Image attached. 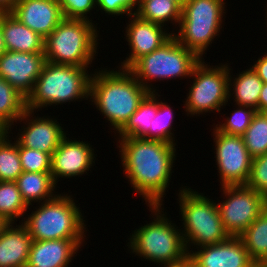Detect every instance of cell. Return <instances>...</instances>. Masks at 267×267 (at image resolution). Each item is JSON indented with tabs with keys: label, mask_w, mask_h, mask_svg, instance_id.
<instances>
[{
	"label": "cell",
	"mask_w": 267,
	"mask_h": 267,
	"mask_svg": "<svg viewBox=\"0 0 267 267\" xmlns=\"http://www.w3.org/2000/svg\"><path fill=\"white\" fill-rule=\"evenodd\" d=\"M117 139L123 173L133 190L144 198L146 204L163 205L174 172L176 144L144 138Z\"/></svg>",
	"instance_id": "cell-1"
},
{
	"label": "cell",
	"mask_w": 267,
	"mask_h": 267,
	"mask_svg": "<svg viewBox=\"0 0 267 267\" xmlns=\"http://www.w3.org/2000/svg\"><path fill=\"white\" fill-rule=\"evenodd\" d=\"M95 71L90 79L89 101L94 103L114 133L119 131L150 93L128 70Z\"/></svg>",
	"instance_id": "cell-2"
},
{
	"label": "cell",
	"mask_w": 267,
	"mask_h": 267,
	"mask_svg": "<svg viewBox=\"0 0 267 267\" xmlns=\"http://www.w3.org/2000/svg\"><path fill=\"white\" fill-rule=\"evenodd\" d=\"M153 217L146 225L130 234V253L162 266H176L188 263V252L181 229L164 214L162 205H147ZM163 208V209H162ZM163 210V211H162Z\"/></svg>",
	"instance_id": "cell-3"
},
{
	"label": "cell",
	"mask_w": 267,
	"mask_h": 267,
	"mask_svg": "<svg viewBox=\"0 0 267 267\" xmlns=\"http://www.w3.org/2000/svg\"><path fill=\"white\" fill-rule=\"evenodd\" d=\"M88 67L54 64L46 61L31 94L26 109L36 112L48 106L88 100L91 73ZM54 104V105H53Z\"/></svg>",
	"instance_id": "cell-4"
},
{
	"label": "cell",
	"mask_w": 267,
	"mask_h": 267,
	"mask_svg": "<svg viewBox=\"0 0 267 267\" xmlns=\"http://www.w3.org/2000/svg\"><path fill=\"white\" fill-rule=\"evenodd\" d=\"M96 26L92 21L64 18L45 38V61L90 67L100 44L97 42L99 31Z\"/></svg>",
	"instance_id": "cell-5"
},
{
	"label": "cell",
	"mask_w": 267,
	"mask_h": 267,
	"mask_svg": "<svg viewBox=\"0 0 267 267\" xmlns=\"http://www.w3.org/2000/svg\"><path fill=\"white\" fill-rule=\"evenodd\" d=\"M72 195L57 194L21 220L34 241L85 239L86 223ZM85 232V233H84Z\"/></svg>",
	"instance_id": "cell-6"
},
{
	"label": "cell",
	"mask_w": 267,
	"mask_h": 267,
	"mask_svg": "<svg viewBox=\"0 0 267 267\" xmlns=\"http://www.w3.org/2000/svg\"><path fill=\"white\" fill-rule=\"evenodd\" d=\"M184 187L179 190L178 204L183 221L182 227L184 226L181 232L187 252L189 253L193 244L199 248L227 240L230 235L222 224L217 201L207 198L191 187Z\"/></svg>",
	"instance_id": "cell-7"
},
{
	"label": "cell",
	"mask_w": 267,
	"mask_h": 267,
	"mask_svg": "<svg viewBox=\"0 0 267 267\" xmlns=\"http://www.w3.org/2000/svg\"><path fill=\"white\" fill-rule=\"evenodd\" d=\"M225 0H187L182 7L178 32L173 36L200 59L222 30Z\"/></svg>",
	"instance_id": "cell-8"
},
{
	"label": "cell",
	"mask_w": 267,
	"mask_h": 267,
	"mask_svg": "<svg viewBox=\"0 0 267 267\" xmlns=\"http://www.w3.org/2000/svg\"><path fill=\"white\" fill-rule=\"evenodd\" d=\"M200 60L193 51L181 45L172 36L158 49L137 59L128 70L148 91L156 92L152 81L189 78Z\"/></svg>",
	"instance_id": "cell-9"
},
{
	"label": "cell",
	"mask_w": 267,
	"mask_h": 267,
	"mask_svg": "<svg viewBox=\"0 0 267 267\" xmlns=\"http://www.w3.org/2000/svg\"><path fill=\"white\" fill-rule=\"evenodd\" d=\"M228 63L210 66L204 58L193 68L190 78L194 79L185 98L184 108L187 116L220 112L229 100V68Z\"/></svg>",
	"instance_id": "cell-10"
},
{
	"label": "cell",
	"mask_w": 267,
	"mask_h": 267,
	"mask_svg": "<svg viewBox=\"0 0 267 267\" xmlns=\"http://www.w3.org/2000/svg\"><path fill=\"white\" fill-rule=\"evenodd\" d=\"M221 188L226 200L216 204L222 224L230 236L239 237L266 209L267 199L247 185Z\"/></svg>",
	"instance_id": "cell-11"
},
{
	"label": "cell",
	"mask_w": 267,
	"mask_h": 267,
	"mask_svg": "<svg viewBox=\"0 0 267 267\" xmlns=\"http://www.w3.org/2000/svg\"><path fill=\"white\" fill-rule=\"evenodd\" d=\"M212 130L220 185H246L253 158L242 136L227 135L216 128Z\"/></svg>",
	"instance_id": "cell-12"
},
{
	"label": "cell",
	"mask_w": 267,
	"mask_h": 267,
	"mask_svg": "<svg viewBox=\"0 0 267 267\" xmlns=\"http://www.w3.org/2000/svg\"><path fill=\"white\" fill-rule=\"evenodd\" d=\"M45 62L44 53L6 51L0 56V77L27 99Z\"/></svg>",
	"instance_id": "cell-13"
},
{
	"label": "cell",
	"mask_w": 267,
	"mask_h": 267,
	"mask_svg": "<svg viewBox=\"0 0 267 267\" xmlns=\"http://www.w3.org/2000/svg\"><path fill=\"white\" fill-rule=\"evenodd\" d=\"M188 253L191 267H256L240 237L230 236L218 244L194 248Z\"/></svg>",
	"instance_id": "cell-14"
},
{
	"label": "cell",
	"mask_w": 267,
	"mask_h": 267,
	"mask_svg": "<svg viewBox=\"0 0 267 267\" xmlns=\"http://www.w3.org/2000/svg\"><path fill=\"white\" fill-rule=\"evenodd\" d=\"M34 114L33 110L26 109L17 120L25 124L19 129L18 136L13 139H16L23 147L36 149L51 156L67 133L55 118L38 115L36 117Z\"/></svg>",
	"instance_id": "cell-15"
},
{
	"label": "cell",
	"mask_w": 267,
	"mask_h": 267,
	"mask_svg": "<svg viewBox=\"0 0 267 267\" xmlns=\"http://www.w3.org/2000/svg\"><path fill=\"white\" fill-rule=\"evenodd\" d=\"M94 159V148L90 143L65 136L51 155L50 172L54 183L57 185L59 178L82 176L95 164Z\"/></svg>",
	"instance_id": "cell-16"
},
{
	"label": "cell",
	"mask_w": 267,
	"mask_h": 267,
	"mask_svg": "<svg viewBox=\"0 0 267 267\" xmlns=\"http://www.w3.org/2000/svg\"><path fill=\"white\" fill-rule=\"evenodd\" d=\"M127 18L130 20L125 27L124 36L131 51L129 57L121 62L119 68L123 69H128L137 59L158 49L173 36V30L170 33L166 27L143 20L136 14Z\"/></svg>",
	"instance_id": "cell-17"
},
{
	"label": "cell",
	"mask_w": 267,
	"mask_h": 267,
	"mask_svg": "<svg viewBox=\"0 0 267 267\" xmlns=\"http://www.w3.org/2000/svg\"><path fill=\"white\" fill-rule=\"evenodd\" d=\"M11 14L44 39L64 19L58 0H18Z\"/></svg>",
	"instance_id": "cell-18"
},
{
	"label": "cell",
	"mask_w": 267,
	"mask_h": 267,
	"mask_svg": "<svg viewBox=\"0 0 267 267\" xmlns=\"http://www.w3.org/2000/svg\"><path fill=\"white\" fill-rule=\"evenodd\" d=\"M84 241V239L32 240L26 267H68Z\"/></svg>",
	"instance_id": "cell-19"
},
{
	"label": "cell",
	"mask_w": 267,
	"mask_h": 267,
	"mask_svg": "<svg viewBox=\"0 0 267 267\" xmlns=\"http://www.w3.org/2000/svg\"><path fill=\"white\" fill-rule=\"evenodd\" d=\"M7 223L0 233V267H26L32 237L22 223Z\"/></svg>",
	"instance_id": "cell-20"
},
{
	"label": "cell",
	"mask_w": 267,
	"mask_h": 267,
	"mask_svg": "<svg viewBox=\"0 0 267 267\" xmlns=\"http://www.w3.org/2000/svg\"><path fill=\"white\" fill-rule=\"evenodd\" d=\"M0 27L7 51L44 53L45 39L11 13L0 14Z\"/></svg>",
	"instance_id": "cell-21"
},
{
	"label": "cell",
	"mask_w": 267,
	"mask_h": 267,
	"mask_svg": "<svg viewBox=\"0 0 267 267\" xmlns=\"http://www.w3.org/2000/svg\"><path fill=\"white\" fill-rule=\"evenodd\" d=\"M158 96V97H157ZM157 92H150L140 103L125 125L116 132L118 138H144L154 140V117L158 109Z\"/></svg>",
	"instance_id": "cell-22"
},
{
	"label": "cell",
	"mask_w": 267,
	"mask_h": 267,
	"mask_svg": "<svg viewBox=\"0 0 267 267\" xmlns=\"http://www.w3.org/2000/svg\"><path fill=\"white\" fill-rule=\"evenodd\" d=\"M16 183L23 200L28 206L42 203L56 196V184L51 172H24L17 178ZM55 193V195H54Z\"/></svg>",
	"instance_id": "cell-23"
},
{
	"label": "cell",
	"mask_w": 267,
	"mask_h": 267,
	"mask_svg": "<svg viewBox=\"0 0 267 267\" xmlns=\"http://www.w3.org/2000/svg\"><path fill=\"white\" fill-rule=\"evenodd\" d=\"M263 84V81L258 77L252 67H249V69L241 73L239 72L236 77H232L229 72V99L234 94L233 101L235 102V107L236 105L247 106L258 112V100Z\"/></svg>",
	"instance_id": "cell-24"
},
{
	"label": "cell",
	"mask_w": 267,
	"mask_h": 267,
	"mask_svg": "<svg viewBox=\"0 0 267 267\" xmlns=\"http://www.w3.org/2000/svg\"><path fill=\"white\" fill-rule=\"evenodd\" d=\"M239 237L252 260L264 267L267 263V207Z\"/></svg>",
	"instance_id": "cell-25"
},
{
	"label": "cell",
	"mask_w": 267,
	"mask_h": 267,
	"mask_svg": "<svg viewBox=\"0 0 267 267\" xmlns=\"http://www.w3.org/2000/svg\"><path fill=\"white\" fill-rule=\"evenodd\" d=\"M138 10L135 13L141 19L166 27V23L179 26L182 8L171 0H138ZM174 22V23H173ZM177 24V25H176Z\"/></svg>",
	"instance_id": "cell-26"
},
{
	"label": "cell",
	"mask_w": 267,
	"mask_h": 267,
	"mask_svg": "<svg viewBox=\"0 0 267 267\" xmlns=\"http://www.w3.org/2000/svg\"><path fill=\"white\" fill-rule=\"evenodd\" d=\"M26 111V98L0 77V125L11 132L13 123Z\"/></svg>",
	"instance_id": "cell-27"
},
{
	"label": "cell",
	"mask_w": 267,
	"mask_h": 267,
	"mask_svg": "<svg viewBox=\"0 0 267 267\" xmlns=\"http://www.w3.org/2000/svg\"><path fill=\"white\" fill-rule=\"evenodd\" d=\"M28 208L16 181H0V217L7 223H16L20 217L24 220Z\"/></svg>",
	"instance_id": "cell-28"
},
{
	"label": "cell",
	"mask_w": 267,
	"mask_h": 267,
	"mask_svg": "<svg viewBox=\"0 0 267 267\" xmlns=\"http://www.w3.org/2000/svg\"><path fill=\"white\" fill-rule=\"evenodd\" d=\"M9 133L6 131L0 138V181H16L23 173L18 141L11 143Z\"/></svg>",
	"instance_id": "cell-29"
},
{
	"label": "cell",
	"mask_w": 267,
	"mask_h": 267,
	"mask_svg": "<svg viewBox=\"0 0 267 267\" xmlns=\"http://www.w3.org/2000/svg\"><path fill=\"white\" fill-rule=\"evenodd\" d=\"M242 138L252 158L267 153V117L264 113L256 112Z\"/></svg>",
	"instance_id": "cell-30"
},
{
	"label": "cell",
	"mask_w": 267,
	"mask_h": 267,
	"mask_svg": "<svg viewBox=\"0 0 267 267\" xmlns=\"http://www.w3.org/2000/svg\"><path fill=\"white\" fill-rule=\"evenodd\" d=\"M237 107L232 111L233 113H230V117L225 118L224 123L218 122L220 124L215 125L218 131L236 136H242L246 132L257 110L241 105H237Z\"/></svg>",
	"instance_id": "cell-31"
},
{
	"label": "cell",
	"mask_w": 267,
	"mask_h": 267,
	"mask_svg": "<svg viewBox=\"0 0 267 267\" xmlns=\"http://www.w3.org/2000/svg\"><path fill=\"white\" fill-rule=\"evenodd\" d=\"M158 100V109L156 116L154 117V140L162 141L169 144H176L174 141L175 128L173 127L174 114L170 105L167 102H162ZM173 129V130H172Z\"/></svg>",
	"instance_id": "cell-32"
},
{
	"label": "cell",
	"mask_w": 267,
	"mask_h": 267,
	"mask_svg": "<svg viewBox=\"0 0 267 267\" xmlns=\"http://www.w3.org/2000/svg\"><path fill=\"white\" fill-rule=\"evenodd\" d=\"M19 158L24 172H50L51 156L36 149L23 147L18 142Z\"/></svg>",
	"instance_id": "cell-33"
},
{
	"label": "cell",
	"mask_w": 267,
	"mask_h": 267,
	"mask_svg": "<svg viewBox=\"0 0 267 267\" xmlns=\"http://www.w3.org/2000/svg\"><path fill=\"white\" fill-rule=\"evenodd\" d=\"M246 185L267 199V153L252 159Z\"/></svg>",
	"instance_id": "cell-34"
},
{
	"label": "cell",
	"mask_w": 267,
	"mask_h": 267,
	"mask_svg": "<svg viewBox=\"0 0 267 267\" xmlns=\"http://www.w3.org/2000/svg\"><path fill=\"white\" fill-rule=\"evenodd\" d=\"M64 18L67 19H89L87 14L97 8V0H58ZM95 7V8H94Z\"/></svg>",
	"instance_id": "cell-35"
},
{
	"label": "cell",
	"mask_w": 267,
	"mask_h": 267,
	"mask_svg": "<svg viewBox=\"0 0 267 267\" xmlns=\"http://www.w3.org/2000/svg\"><path fill=\"white\" fill-rule=\"evenodd\" d=\"M97 6L101 12H105L111 16H120L127 14H135L138 10V0H97ZM137 7V8H136ZM135 10V11H134Z\"/></svg>",
	"instance_id": "cell-36"
},
{
	"label": "cell",
	"mask_w": 267,
	"mask_h": 267,
	"mask_svg": "<svg viewBox=\"0 0 267 267\" xmlns=\"http://www.w3.org/2000/svg\"><path fill=\"white\" fill-rule=\"evenodd\" d=\"M251 66L263 83H267V53L265 52V54L259 57L254 65Z\"/></svg>",
	"instance_id": "cell-37"
},
{
	"label": "cell",
	"mask_w": 267,
	"mask_h": 267,
	"mask_svg": "<svg viewBox=\"0 0 267 267\" xmlns=\"http://www.w3.org/2000/svg\"><path fill=\"white\" fill-rule=\"evenodd\" d=\"M265 111H267V83L263 84L258 100V112L263 113Z\"/></svg>",
	"instance_id": "cell-38"
},
{
	"label": "cell",
	"mask_w": 267,
	"mask_h": 267,
	"mask_svg": "<svg viewBox=\"0 0 267 267\" xmlns=\"http://www.w3.org/2000/svg\"><path fill=\"white\" fill-rule=\"evenodd\" d=\"M18 0H0V14L11 13Z\"/></svg>",
	"instance_id": "cell-39"
},
{
	"label": "cell",
	"mask_w": 267,
	"mask_h": 267,
	"mask_svg": "<svg viewBox=\"0 0 267 267\" xmlns=\"http://www.w3.org/2000/svg\"><path fill=\"white\" fill-rule=\"evenodd\" d=\"M7 51L4 41V36L0 27V56Z\"/></svg>",
	"instance_id": "cell-40"
},
{
	"label": "cell",
	"mask_w": 267,
	"mask_h": 267,
	"mask_svg": "<svg viewBox=\"0 0 267 267\" xmlns=\"http://www.w3.org/2000/svg\"><path fill=\"white\" fill-rule=\"evenodd\" d=\"M6 224L7 222L2 217H0V233Z\"/></svg>",
	"instance_id": "cell-41"
},
{
	"label": "cell",
	"mask_w": 267,
	"mask_h": 267,
	"mask_svg": "<svg viewBox=\"0 0 267 267\" xmlns=\"http://www.w3.org/2000/svg\"><path fill=\"white\" fill-rule=\"evenodd\" d=\"M171 1L176 2L182 8L187 0H171Z\"/></svg>",
	"instance_id": "cell-42"
},
{
	"label": "cell",
	"mask_w": 267,
	"mask_h": 267,
	"mask_svg": "<svg viewBox=\"0 0 267 267\" xmlns=\"http://www.w3.org/2000/svg\"><path fill=\"white\" fill-rule=\"evenodd\" d=\"M7 130H5L1 125H0V138L2 137V135L6 132Z\"/></svg>",
	"instance_id": "cell-43"
},
{
	"label": "cell",
	"mask_w": 267,
	"mask_h": 267,
	"mask_svg": "<svg viewBox=\"0 0 267 267\" xmlns=\"http://www.w3.org/2000/svg\"><path fill=\"white\" fill-rule=\"evenodd\" d=\"M177 267H191V266L188 263H186V264L177 265Z\"/></svg>",
	"instance_id": "cell-44"
},
{
	"label": "cell",
	"mask_w": 267,
	"mask_h": 267,
	"mask_svg": "<svg viewBox=\"0 0 267 267\" xmlns=\"http://www.w3.org/2000/svg\"><path fill=\"white\" fill-rule=\"evenodd\" d=\"M162 267H177V265L176 266H162Z\"/></svg>",
	"instance_id": "cell-45"
}]
</instances>
